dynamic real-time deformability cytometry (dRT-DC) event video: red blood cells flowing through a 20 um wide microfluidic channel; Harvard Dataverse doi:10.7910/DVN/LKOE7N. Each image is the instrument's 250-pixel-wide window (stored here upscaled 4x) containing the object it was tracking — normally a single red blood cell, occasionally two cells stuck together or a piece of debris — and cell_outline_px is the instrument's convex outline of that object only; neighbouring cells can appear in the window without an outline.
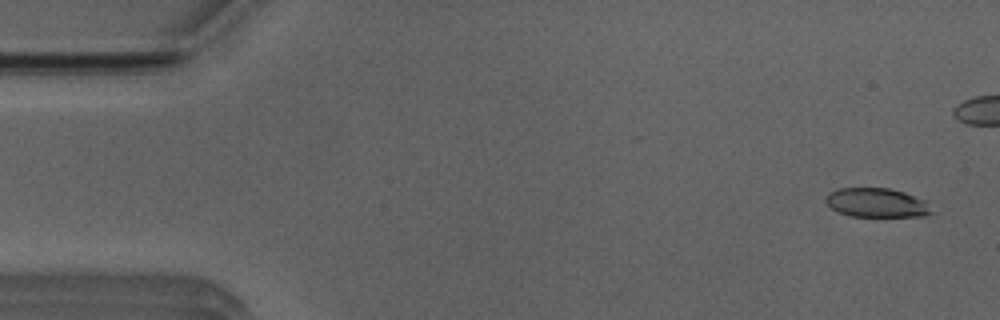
{"species": "Egyptian fruit bat (a non-hibernating species)", "species_latin": "Rousettus aegyptiacus", "temperature_condition": "room temperature", "stored_images_in_passage": 42, "camera_frame_rate_fps": 3000, "um_per_image_px": 0.085, "animal": {"sex": "male"}, "frame": {"image": 1, "passage_image": 3, "time_ms": 0.667, "image_size_px": [1000, 320], "cell_outline_px": [[932, 212], [924, 216], [852, 216], [840, 212], [832, 208], [824, 200], [824, 196], [840, 188], [888, 188], [904, 192], [924, 200]], "centroid_in_image_um": [74.49, 17.22], "position_along_channel_um": 10.5, "area_um2": 17.63}}
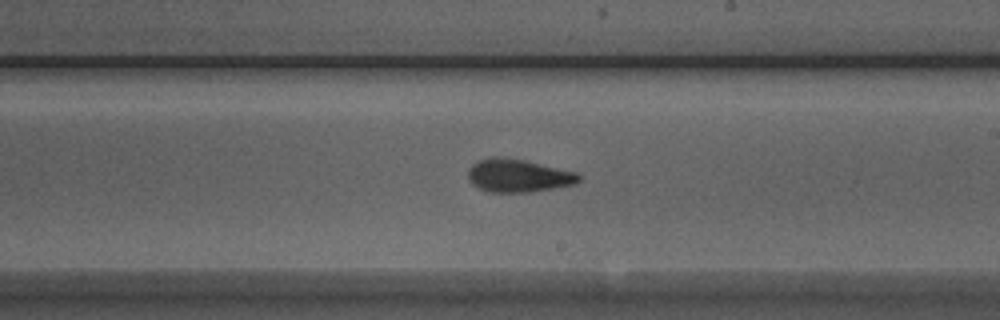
{"frame": {"image": 2, "passage_image": 30, "time_ms": 9.667, "image_size_px": [1000, 320], "cell_outline_px": [[580, 180], [576, 184], [528, 192], [488, 192], [472, 184], [468, 176], [468, 168], [472, 164], [488, 156], [496, 156], [524, 160], [576, 172], [580, 176]], "centroid_in_image_um": [44.02, 14.92], "position_along_channel_um": 245.0, "area_um2": 21.21}}
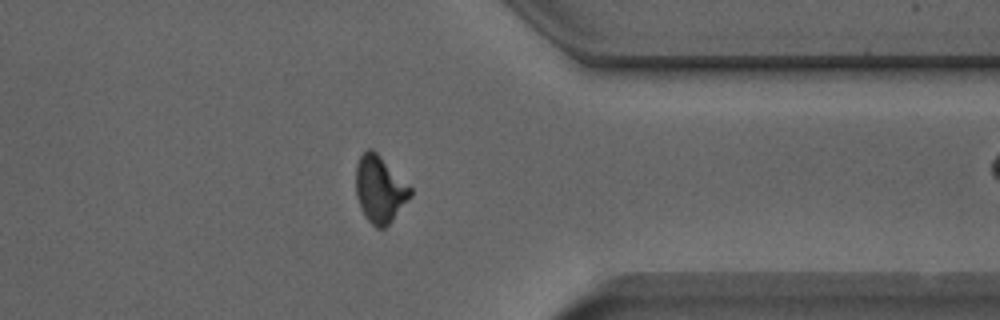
{"frame": {"image": 3, "passage_image": 41, "time_ms": 13.333, "image_size_px": [1000, 320], "cell_outline_px": [[412, 196], [392, 220], [384, 228], [376, 228], [364, 216], [360, 208], [356, 196], [356, 164], [360, 156], [368, 148], [372, 148], [412, 188]], "centroid_in_image_um": [32.27, 16.1], "position_along_channel_um": 379.1, "area_um2": 21.15}}